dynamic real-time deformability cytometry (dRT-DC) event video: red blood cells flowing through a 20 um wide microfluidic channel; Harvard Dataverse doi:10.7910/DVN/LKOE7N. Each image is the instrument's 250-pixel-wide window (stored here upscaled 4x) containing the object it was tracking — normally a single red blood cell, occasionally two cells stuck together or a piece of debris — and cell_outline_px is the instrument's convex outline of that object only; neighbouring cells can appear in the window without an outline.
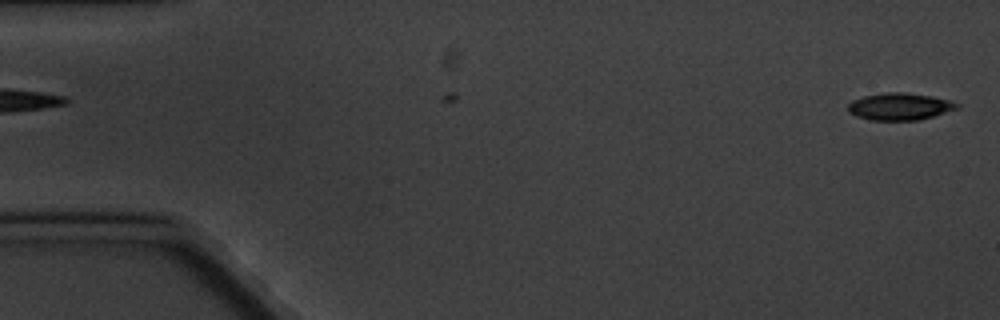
{"species": "common noctule bat (a hibernating species)", "species_latin": "Nyctalus noctula", "temperature_condition": "cold", "stored_images_in_passage": 5, "camera_frame_rate_fps": 3000, "um_per_image_px": 0.085, "animal": {"sex": "male", "body_mass_g": 20.1, "forearm_length_mm": 53.5}, "frame": {"image": 1, "passage_image": 5, "time_ms": 5.333, "image_size_px": [1000, 320], "cell_outline_px": [[960, 108], [920, 120], [872, 120], [856, 116], [848, 112], [848, 104], [852, 100], [864, 96], [888, 92], [904, 92], [932, 96], [952, 100], [960, 104]], "centroid_in_image_um": [76.51, 9.05], "position_along_channel_um": 8.5, "area_um2": 17.34}}